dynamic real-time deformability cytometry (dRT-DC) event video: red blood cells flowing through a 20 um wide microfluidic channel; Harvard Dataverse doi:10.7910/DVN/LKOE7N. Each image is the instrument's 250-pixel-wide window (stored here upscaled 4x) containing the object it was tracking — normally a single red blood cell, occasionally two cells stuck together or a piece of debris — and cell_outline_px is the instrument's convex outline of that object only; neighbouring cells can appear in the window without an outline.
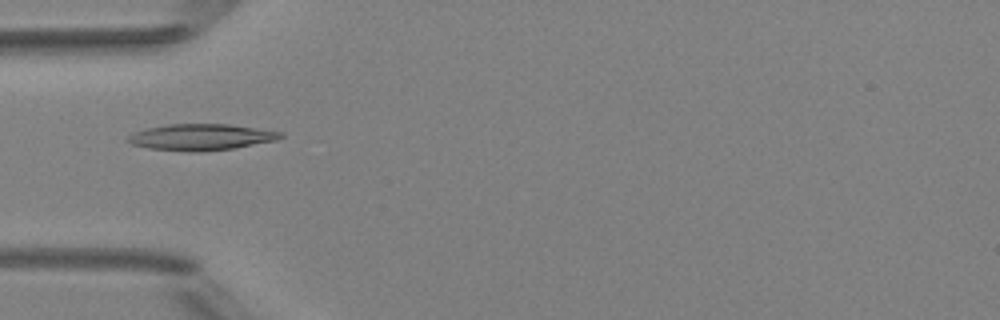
{"species": "Egyptian fruit bat (a non-hibernating species)", "species_latin": "Rousettus aegyptiacus", "temperature_condition": "room temperature", "stored_images_in_passage": 3, "camera_frame_rate_fps": 3000, "um_per_image_px": 0.085, "animal": {"sex": "female"}, "frame": {"image": 1, "passage_image": 1, "time_ms": 0.0, "image_size_px": [1000, 320], "cell_outline_px": [[284, 136], [276, 140], [232, 148], [200, 152], [188, 152], [148, 148], [132, 144], [124, 140], [128, 136], [136, 132], [148, 128], [168, 124], [228, 124], [284, 132]], "centroid_in_image_um": [17.08, 11.66], "position_along_channel_um": 67.9, "area_um2": 23.29}}
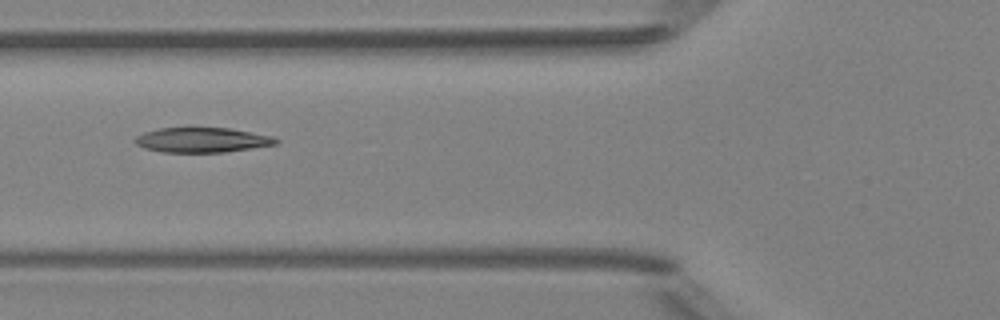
{"frame": {"image": 2, "passage_image": 2, "time_ms": 1.0, "image_size_px": [1000, 320], "cell_outline_px": [[280, 140], [276, 144], [252, 148], [224, 152], [164, 152], [144, 148], [136, 144], [136, 136], [144, 132], [160, 128], [188, 124], [228, 128], [272, 136]], "centroid_in_image_um": [17.14, 11.85], "position_along_channel_um": 108.7, "area_um2": 21.15}}
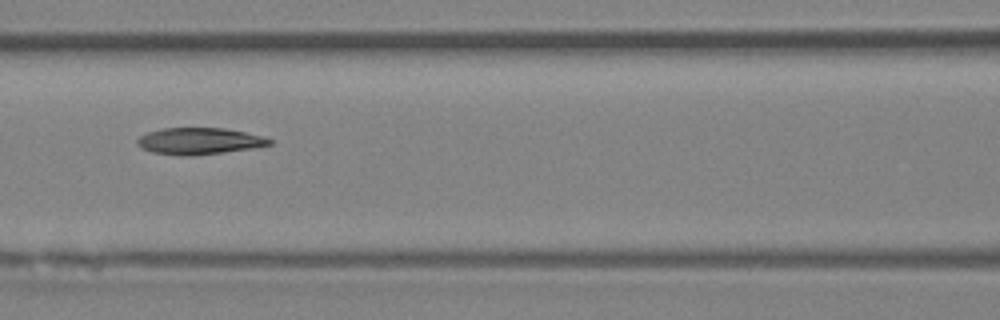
{"frame": {"image": 3, "passage_image": 3, "time_ms": 2.0, "image_size_px": [1000, 320], "cell_outline_px": [[272, 144], [252, 148], [224, 152], [192, 156], [184, 156], [152, 152], [140, 148], [136, 144], [136, 140], [140, 136], [148, 132], [164, 128], [224, 128], [244, 132], [260, 136], [272, 140]], "centroid_in_image_um": [16.88, 12.0], "position_along_channel_um": 149.7, "area_um2": 20.4}}